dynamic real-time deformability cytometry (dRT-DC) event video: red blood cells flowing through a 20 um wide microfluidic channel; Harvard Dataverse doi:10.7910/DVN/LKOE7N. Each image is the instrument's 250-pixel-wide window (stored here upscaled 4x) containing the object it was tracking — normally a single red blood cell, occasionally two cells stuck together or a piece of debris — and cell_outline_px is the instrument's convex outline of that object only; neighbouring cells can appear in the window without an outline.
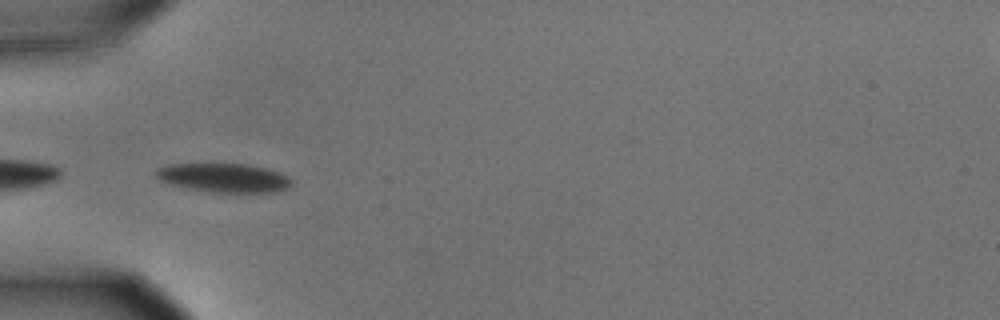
{"species": "common noctule bat (a hibernating species)", "species_latin": "Nyctalus noctula", "temperature_condition": "cold", "stored_images_in_passage": 3, "camera_frame_rate_fps": 3000, "um_per_image_px": 0.085, "animal": {"sex": "male", "body_mass_g": 15.6}, "frame": {"image": 1, "passage_image": 1, "time_ms": 0.0, "image_size_px": [1000, 320], "cell_outline_px": [[292, 184], [288, 188], [276, 192], [208, 192], [168, 184], [160, 180], [156, 176], [156, 168], [168, 164], [248, 164], [268, 168], [280, 172], [288, 176], [292, 180]], "centroid_in_image_um": [19.05, 15.11], "position_along_channel_um": 66.0, "area_um2": 23.06}}